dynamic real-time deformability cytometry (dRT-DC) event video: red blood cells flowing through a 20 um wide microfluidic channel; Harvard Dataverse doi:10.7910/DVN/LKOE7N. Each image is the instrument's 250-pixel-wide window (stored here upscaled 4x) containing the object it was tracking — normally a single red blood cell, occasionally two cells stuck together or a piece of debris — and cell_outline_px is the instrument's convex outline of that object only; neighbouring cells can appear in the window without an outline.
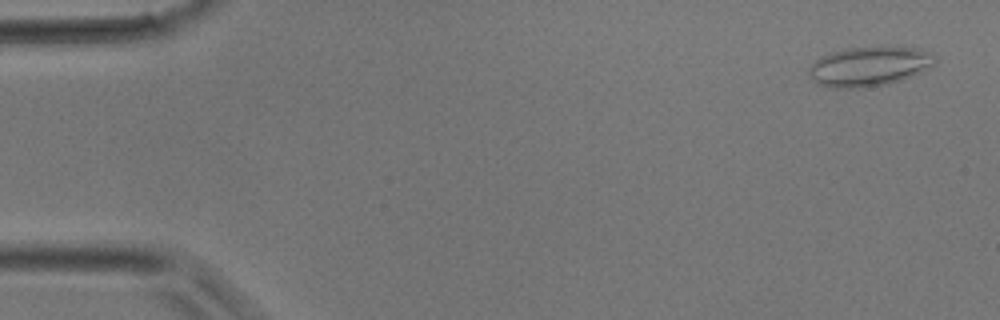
{"species": "common noctule bat (a hibernating species)", "species_latin": "Nyctalus noctula", "temperature_condition": "room temperature", "stored_images_in_passage": 39, "camera_frame_rate_fps": 3000, "um_per_image_px": 0.085, "animal": {"sex": "male", "body_mass_g": 17.9}, "frame": {"image": 1, "passage_image": 2, "time_ms": 0.333, "image_size_px": [1000, 320], "cell_outline_px": [[936, 60], [932, 64], [920, 72], [900, 80], [888, 84], [864, 88], [832, 88], [816, 84], [808, 76], [808, 68], [820, 56], [832, 52], [852, 48], [920, 48], [936, 56]], "centroid_in_image_um": [73.81, 5.67], "position_along_channel_um": 11.2, "area_um2": 28.73}}
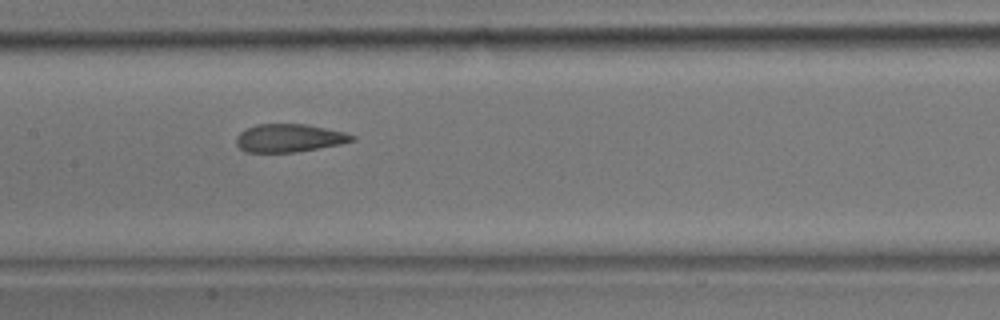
{"frame": {"image": 2, "passage_image": 19, "time_ms": 6.0, "image_size_px": [1000, 320], "cell_outline_px": [[356, 140], [340, 144], [296, 152], [244, 152], [236, 144], [236, 136], [240, 132], [256, 124], [308, 124], [344, 132], [356, 136]], "centroid_in_image_um": [24.58, 11.73], "position_along_channel_um": 182.8, "area_um2": 18.96}}
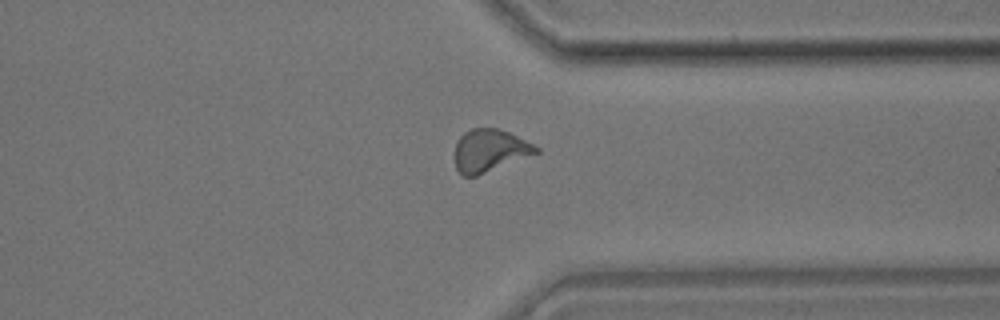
{"frame": {"image": 3, "passage_image": 30, "time_ms": 9.667, "image_size_px": [1000, 320], "cell_outline_px": [[540, 152], [476, 176], [464, 176], [456, 168], [456, 140], [464, 132], [472, 128], [496, 128], [508, 132], [540, 148]], "centroid_in_image_um": [41.61, 12.79], "position_along_channel_um": 369.8, "area_um2": 19.83}}